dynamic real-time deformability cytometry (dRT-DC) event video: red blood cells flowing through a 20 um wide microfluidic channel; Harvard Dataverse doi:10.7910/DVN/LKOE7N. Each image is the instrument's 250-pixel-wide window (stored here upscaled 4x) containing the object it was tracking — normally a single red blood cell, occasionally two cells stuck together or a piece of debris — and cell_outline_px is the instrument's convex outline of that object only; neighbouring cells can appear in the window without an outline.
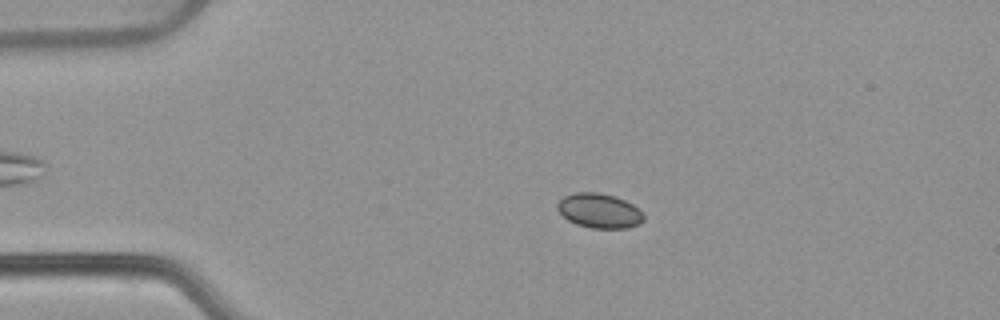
{"species": "common noctule bat (a hibernating species)", "species_latin": "Nyctalus noctula", "temperature_condition": "warm", "stored_images_in_passage": 53, "camera_frame_rate_fps": 3000, "um_per_image_px": 0.085, "animal": {"sex": "female", "body_mass_g": 22.7, "forearm_length_mm": 54.2}, "frame": {"image": 1, "passage_image": 11, "time_ms": 3.333, "image_size_px": [1000, 320], "cell_outline_px": [[644, 220], [640, 224], [628, 228], [592, 228], [576, 224], [568, 220], [556, 208], [556, 204], [564, 196], [576, 192], [596, 192], [616, 196], [632, 204], [644, 212]], "centroid_in_image_um": [50.96, 17.91], "position_along_channel_um": 34.0, "area_um2": 17.51}}
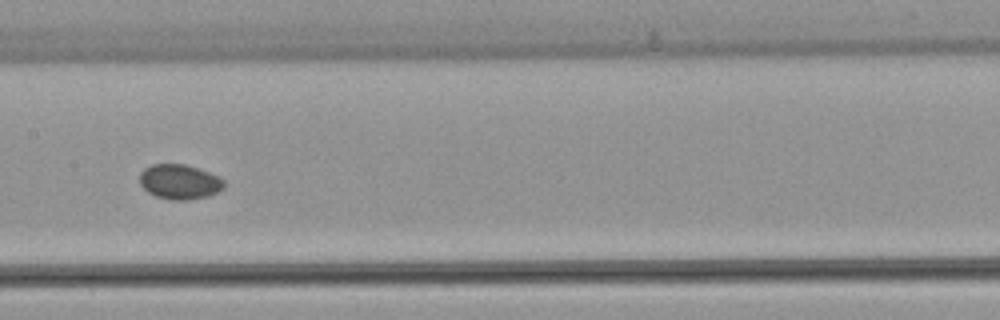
{"frame": {"image": 2, "passage_image": 27, "time_ms": 8.667, "image_size_px": [1000, 320], "cell_outline_px": [[224, 188], [208, 196], [188, 200], [172, 200], [156, 196], [148, 192], [140, 184], [140, 172], [144, 168], [152, 164], [184, 164], [220, 176], [224, 180]], "centroid_in_image_um": [15.26, 15.45], "position_along_channel_um": 192.1, "area_um2": 17.11}}
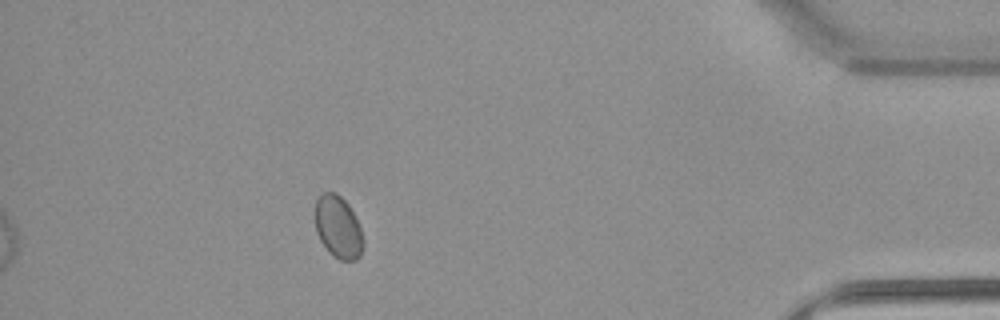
{"frame": {"image": 3, "passage_image": 48, "time_ms": 15.667, "image_size_px": [1000, 320], "cell_outline_px": [[364, 248], [360, 256], [356, 260], [340, 260], [328, 252], [320, 240], [316, 232], [316, 200], [324, 192], [336, 192], [348, 204], [360, 228], [364, 240]], "centroid_in_image_um": [28.75, 19.34], "position_along_channel_um": 406.4, "area_um2": 17.4}, "authors_computed_cell_mechanics": {"area_um2": 17.34, "velocity_mm_per_s": 3.7866, "shape_relaxation_time_tau1_ms": 3.2674, "shape_relaxation_time_tau2_ms": null, "deformation_change_tau1": 0.0327, "deformation_change_tau2": null}}